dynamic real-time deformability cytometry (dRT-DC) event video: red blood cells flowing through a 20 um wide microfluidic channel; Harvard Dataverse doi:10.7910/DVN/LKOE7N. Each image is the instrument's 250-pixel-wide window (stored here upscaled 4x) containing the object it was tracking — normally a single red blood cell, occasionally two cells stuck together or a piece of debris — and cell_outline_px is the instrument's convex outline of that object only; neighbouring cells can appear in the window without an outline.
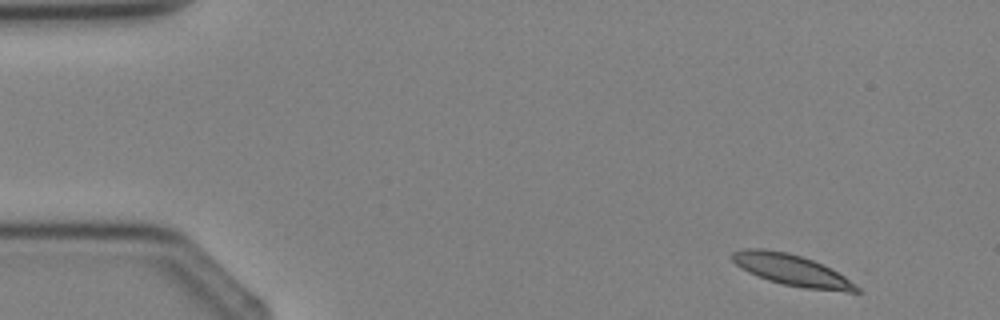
{"species": "Egyptian fruit bat (a non-hibernating species)", "species_latin": "Rousettus aegyptiacus", "temperature_condition": "cold", "stored_images_in_passage": 2, "camera_frame_rate_fps": 3000, "um_per_image_px": 0.085, "animal": {"sex": "female"}, "frame": {"image": 1, "passage_image": 1, "time_ms": 0.0, "image_size_px": [1000, 320], "cell_outline_px": [[860, 292], [848, 292], [804, 288], [784, 284], [768, 280], [748, 272], [736, 264], [728, 256], [732, 252], [740, 248], [764, 248], [788, 252], [812, 260], [844, 276], [856, 284], [860, 288]], "centroid_in_image_um": [67.24, 22.94], "position_along_channel_um": 17.8, "area_um2": 22.54}}